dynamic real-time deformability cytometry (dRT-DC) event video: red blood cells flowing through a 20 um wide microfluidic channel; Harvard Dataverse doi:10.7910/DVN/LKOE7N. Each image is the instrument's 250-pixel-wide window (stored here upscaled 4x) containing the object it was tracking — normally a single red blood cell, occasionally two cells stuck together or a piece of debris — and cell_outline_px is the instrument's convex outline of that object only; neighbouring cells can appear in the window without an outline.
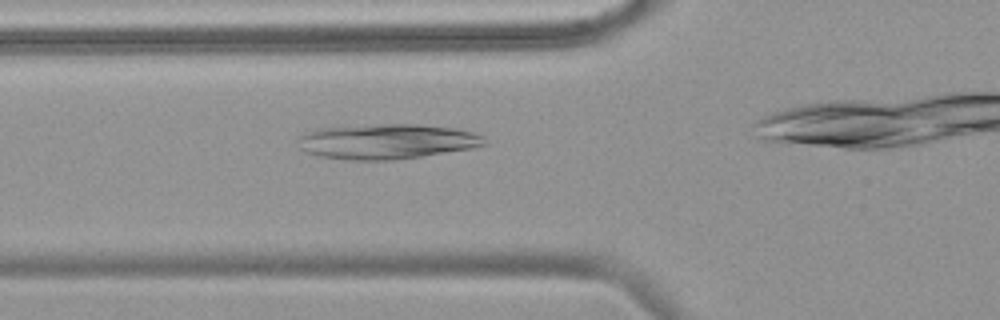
{"species": "common noctule bat (a hibernating species)", "species_latin": "Nyctalus noctula", "temperature_condition": "warm", "stored_images_in_passage": 37, "camera_frame_rate_fps": 3000, "um_per_image_px": 0.085, "animal": {"sex": "female", "body_mass_g": 18.4}, "frame": {"image": 1, "passage_image": 13, "time_ms": 4.0, "image_size_px": [1000, 320], "cell_outline_px": [[488, 144], [472, 148], [420, 156], [392, 160], [348, 160], [320, 156], [304, 152], [300, 148], [300, 136], [304, 132], [316, 128], [384, 124], [416, 124], [452, 128], [472, 132], [484, 136]], "centroid_in_image_um": [32.86, 12.02], "position_along_channel_um": 92.9, "area_um2": 37.97}}
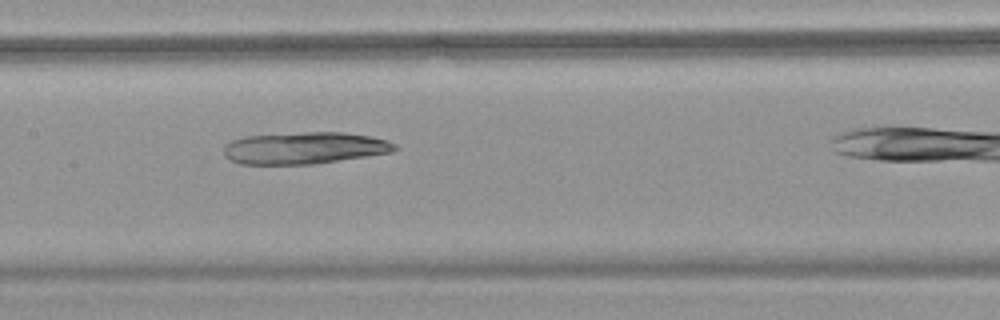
{"frame": {"image": 2, "passage_image": 20, "time_ms": 6.333, "image_size_px": [1000, 320], "cell_outline_px": [[396, 148], [392, 152], [316, 164], [240, 164], [228, 160], [224, 156], [224, 144], [232, 140], [244, 136], [304, 132], [344, 132], [372, 136], [388, 140], [396, 144]], "centroid_in_image_um": [25.86, 12.58], "position_along_channel_um": 181.5, "area_um2": 32.08}}
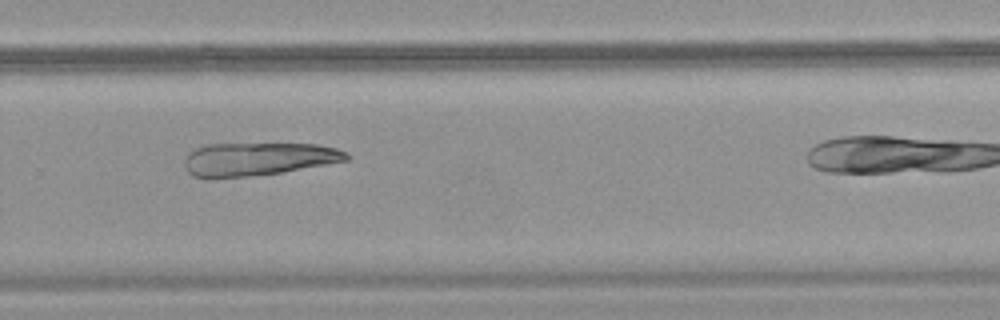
{"frame": {"image": 3, "passage_image": 30, "time_ms": 9.667, "image_size_px": [1000, 320], "cell_outline_px": [[348, 160], [280, 172], [248, 176], [208, 180], [192, 176], [184, 168], [184, 156], [188, 152], [204, 144], [316, 144], [336, 148], [348, 152]], "centroid_in_image_um": [21.82, 13.53], "position_along_channel_um": 308.0, "area_um2": 31.56}}